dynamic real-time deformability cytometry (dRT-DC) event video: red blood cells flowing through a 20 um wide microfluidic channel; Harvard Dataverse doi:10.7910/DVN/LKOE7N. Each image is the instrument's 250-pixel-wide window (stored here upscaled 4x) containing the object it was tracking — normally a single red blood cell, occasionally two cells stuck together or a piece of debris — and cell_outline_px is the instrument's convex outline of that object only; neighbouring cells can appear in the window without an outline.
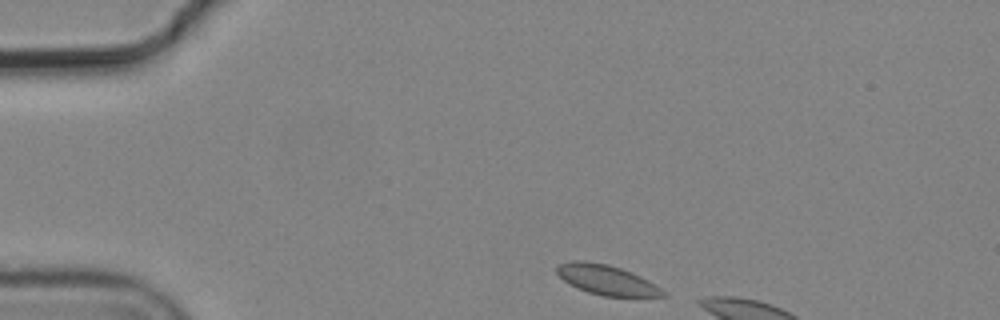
{"species": "common noctule bat (a hibernating species)", "species_latin": "Nyctalus noctula", "temperature_condition": "cold", "stored_images_in_passage": 4, "camera_frame_rate_fps": 3000, "um_per_image_px": 0.085, "animal": {"sex": "male", "body_mass_g": 19.2, "forearm_length_mm": 51.8}, "frame": {"image": 1, "passage_image": 1, "time_ms": 0.0, "image_size_px": [1000, 320], "cell_outline_px": [[668, 296], [604, 296], [588, 292], [576, 288], [564, 280], [556, 272], [556, 268], [560, 264], [572, 260], [584, 260], [608, 264], [632, 272], [656, 284], [668, 292]], "centroid_in_image_um": [51.59, 23.78], "position_along_channel_um": 33.4, "area_um2": 18.55}}